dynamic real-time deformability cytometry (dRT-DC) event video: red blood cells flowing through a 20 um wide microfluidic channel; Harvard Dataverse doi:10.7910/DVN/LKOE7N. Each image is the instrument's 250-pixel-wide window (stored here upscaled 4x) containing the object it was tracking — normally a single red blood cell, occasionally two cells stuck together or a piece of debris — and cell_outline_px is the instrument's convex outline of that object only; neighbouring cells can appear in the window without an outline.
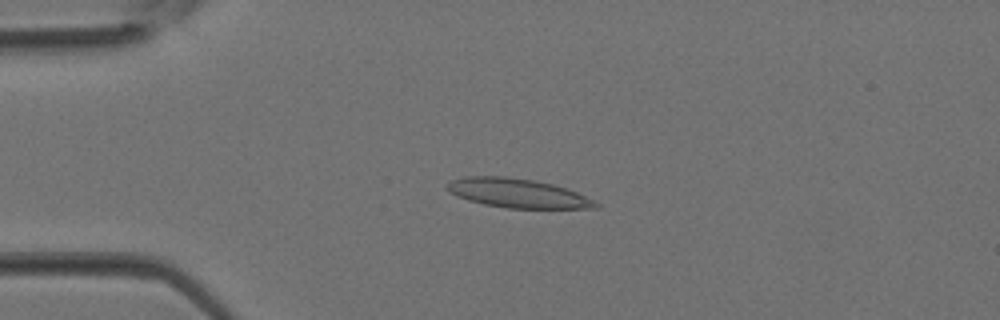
{"species": "Egyptian fruit bat (a non-hibernating species)", "species_latin": "Rousettus aegyptiacus", "temperature_condition": "room temperature", "stored_images_in_passage": 37, "camera_frame_rate_fps": 3000, "um_per_image_px": 0.085, "animal": {"sex": "female"}, "frame": {"image": 1, "passage_image": 9, "time_ms": 2.667, "image_size_px": [1000, 320], "cell_outline_px": [[600, 208], [504, 208], [484, 204], [468, 200], [456, 196], [448, 192], [444, 188], [452, 180], [464, 176], [504, 176], [532, 180], [552, 184], [576, 192], [600, 204]], "centroid_in_image_um": [43.93, 16.42], "position_along_channel_um": 41.1, "area_um2": 25.09}}
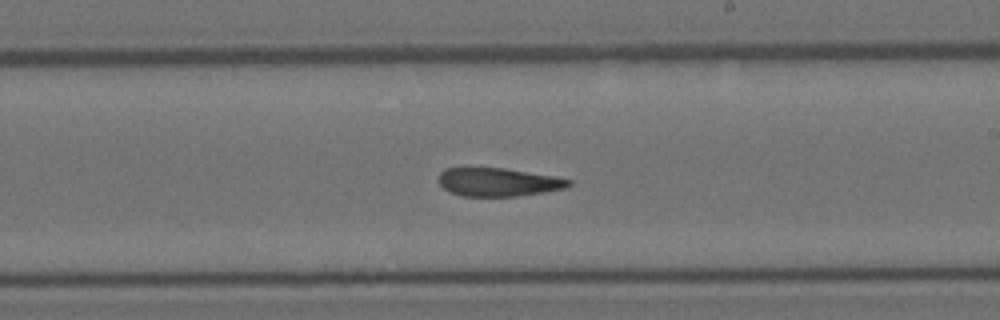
{"frame": {"image": 2, "passage_image": 22, "time_ms": 7.0, "image_size_px": [1000, 320], "cell_outline_px": [[572, 184], [564, 188], [544, 192], [516, 196], [460, 196], [448, 192], [440, 184], [440, 172], [444, 168], [468, 164], [504, 168], [556, 176], [572, 180]], "centroid_in_image_um": [42.27, 15.43], "position_along_channel_um": 246.7, "area_um2": 22.37}}
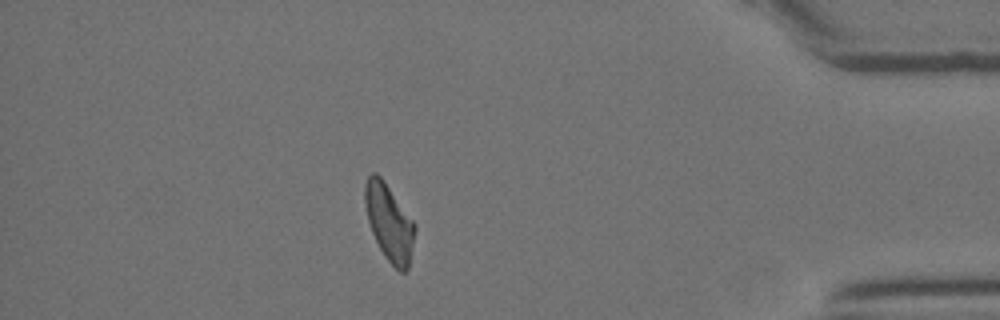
{"frame": {"image": 3, "passage_image": 33, "time_ms": 10.667, "image_size_px": [1000, 320], "cell_outline_px": [[416, 228], [408, 268], [404, 272], [400, 272], [384, 256], [372, 232], [368, 220], [364, 204], [364, 184], [368, 176], [372, 172], [376, 172], [384, 180], [416, 224]], "centroid_in_image_um": [33.07, 18.87], "position_along_channel_um": 402.1, "area_um2": 22.25}}